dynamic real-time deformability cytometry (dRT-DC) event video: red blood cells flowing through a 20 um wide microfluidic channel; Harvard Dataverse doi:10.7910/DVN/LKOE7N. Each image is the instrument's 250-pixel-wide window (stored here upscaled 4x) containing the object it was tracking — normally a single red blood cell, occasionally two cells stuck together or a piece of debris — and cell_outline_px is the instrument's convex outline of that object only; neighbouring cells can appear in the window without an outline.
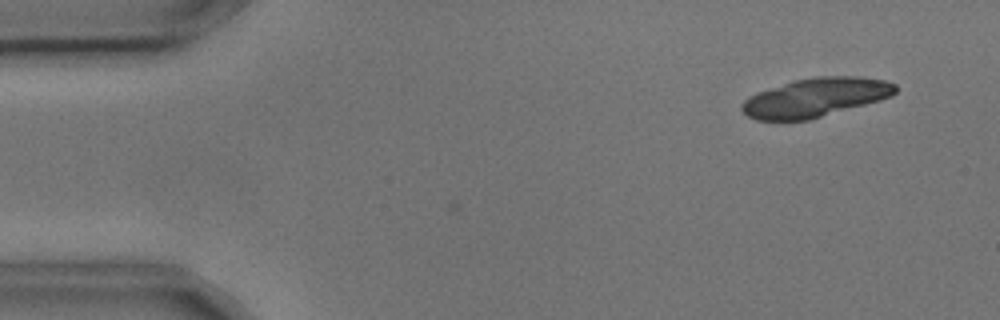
{"species": "common noctule bat (a hibernating species)", "species_latin": "Nyctalus noctula", "temperature_condition": "cold", "stored_images_in_passage": 5, "camera_frame_rate_fps": 3000, "um_per_image_px": 0.085, "animal": {"sex": "male", "body_mass_g": 17.9, "forearm_length_mm": 54.2}, "frame": {"image": 1, "passage_image": 1, "time_ms": 0.0, "image_size_px": [1000, 320], "cell_outline_px": [[896, 92], [892, 96], [880, 100], [808, 120], [756, 120], [748, 116], [740, 108], [740, 104], [744, 100], [756, 92], [792, 80], [812, 76], [860, 76], [884, 80], [896, 84]], "centroid_in_image_um": [69.3, 8.27], "position_along_channel_um": 15.7, "area_um2": 34.91}}